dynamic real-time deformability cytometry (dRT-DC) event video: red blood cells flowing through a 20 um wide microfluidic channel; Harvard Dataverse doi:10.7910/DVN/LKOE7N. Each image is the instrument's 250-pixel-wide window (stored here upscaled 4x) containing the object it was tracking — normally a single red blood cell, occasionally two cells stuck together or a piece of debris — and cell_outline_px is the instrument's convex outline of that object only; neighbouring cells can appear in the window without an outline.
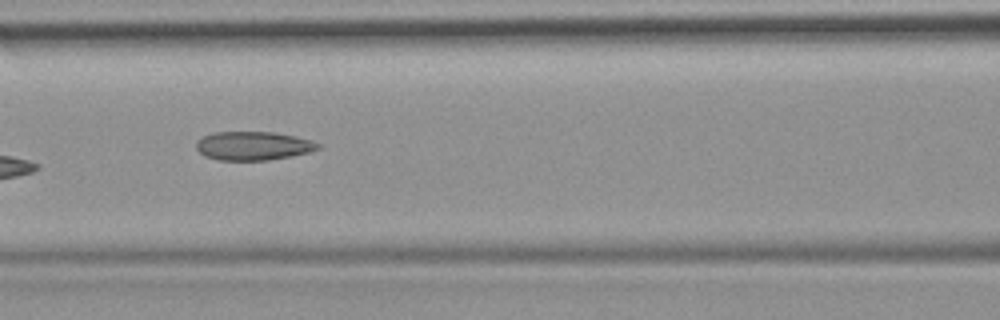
{"species": "common noctule bat (a hibernating species)", "species_latin": "Nyctalus noctula", "temperature_condition": "room temperature", "stored_images_in_passage": 11, "camera_frame_rate_fps": 3000, "um_per_image_px": 0.085, "animal": {"sex": "female", "body_mass_g": 19.9}, "frame": {"image": 1, "passage_image": 7, "time_ms": 7.667, "image_size_px": [1000, 320], "cell_outline_px": [[320, 148], [308, 152], [292, 156], [268, 160], [216, 160], [204, 156], [196, 148], [196, 140], [212, 132], [272, 132], [296, 136], [312, 140], [320, 144]], "centroid_in_image_um": [21.51, 12.39], "position_along_channel_um": 145.1, "area_um2": 20.46}}
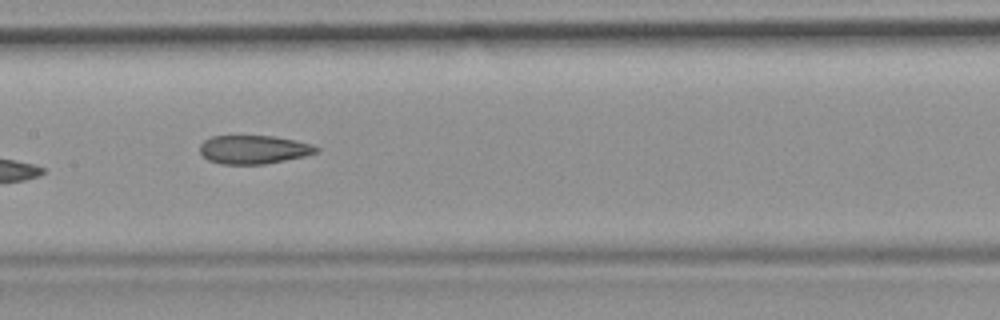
{"frame": {"image": 2, "passage_image": 8, "time_ms": 8.667, "image_size_px": [1000, 320], "cell_outline_px": [[320, 152], [304, 156], [264, 164], [220, 164], [208, 160], [200, 152], [200, 144], [204, 140], [212, 136], [272, 136], [296, 140], [312, 144], [320, 148]], "centroid_in_image_um": [21.58, 12.71], "position_along_channel_um": 185.8, "area_um2": 19.42}}